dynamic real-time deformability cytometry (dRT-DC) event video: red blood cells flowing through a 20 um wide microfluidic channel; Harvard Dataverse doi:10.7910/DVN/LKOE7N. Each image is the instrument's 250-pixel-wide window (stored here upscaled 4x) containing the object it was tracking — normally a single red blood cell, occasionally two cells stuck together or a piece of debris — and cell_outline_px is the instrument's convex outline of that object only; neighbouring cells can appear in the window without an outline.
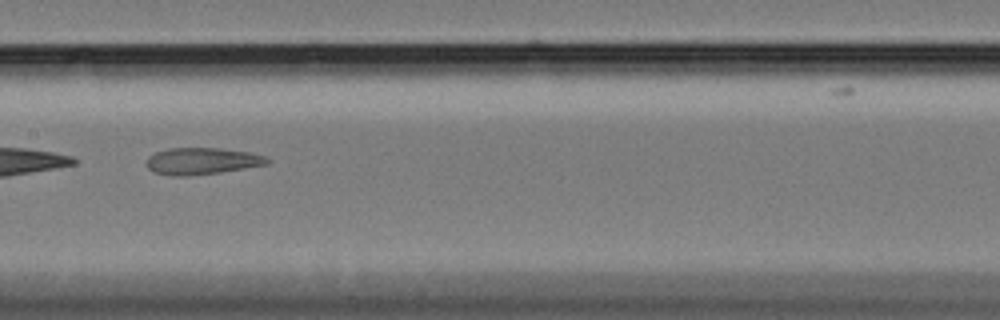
{"species": "Egyptian fruit bat (a non-hibernating species)", "species_latin": "Rousettus aegyptiacus", "temperature_condition": "cold", "stored_images_in_passage": 18, "camera_frame_rate_fps": 3000, "um_per_image_px": 0.085, "animal": {"sex": "female"}, "frame": {"image": 1, "passage_image": 11, "time_ms": 3.333, "image_size_px": [1000, 320], "cell_outline_px": [[272, 160], [268, 164], [220, 172], [188, 176], [172, 176], [152, 172], [148, 168], [148, 156], [156, 152], [168, 148], [220, 148], [248, 152], [264, 156]], "centroid_in_image_um": [17.16, 13.69], "position_along_channel_um": 190.2, "area_um2": 18.79}}